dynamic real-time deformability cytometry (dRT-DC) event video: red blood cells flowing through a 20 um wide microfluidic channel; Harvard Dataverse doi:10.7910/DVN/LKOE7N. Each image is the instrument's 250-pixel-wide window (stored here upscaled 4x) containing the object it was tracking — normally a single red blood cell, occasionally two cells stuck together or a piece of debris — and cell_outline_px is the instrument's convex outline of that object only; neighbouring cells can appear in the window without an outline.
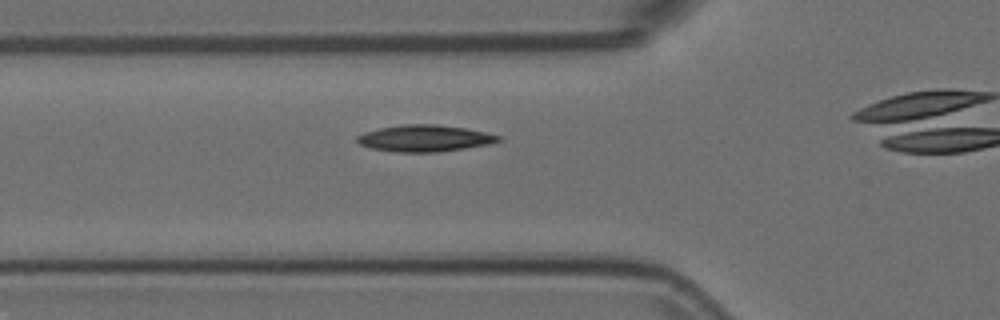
{"species": "Egyptian fruit bat (a non-hibernating species)", "species_latin": "Rousettus aegyptiacus", "temperature_condition": "room temperature", "stored_images_in_passage": 30, "camera_frame_rate_fps": 3000, "um_per_image_px": 0.085, "animal": {"sex": "female"}, "frame": {"image": 1, "passage_image": 5, "time_ms": 1.333, "image_size_px": [1000, 320], "cell_outline_px": [[504, 140], [488, 144], [464, 148], [436, 152], [396, 152], [372, 148], [360, 144], [356, 140], [356, 136], [364, 132], [380, 128], [400, 124], [436, 124], [468, 128], [504, 136]], "centroid_in_image_um": [36.14, 11.74], "position_along_channel_um": 89.7, "area_um2": 22.08}}
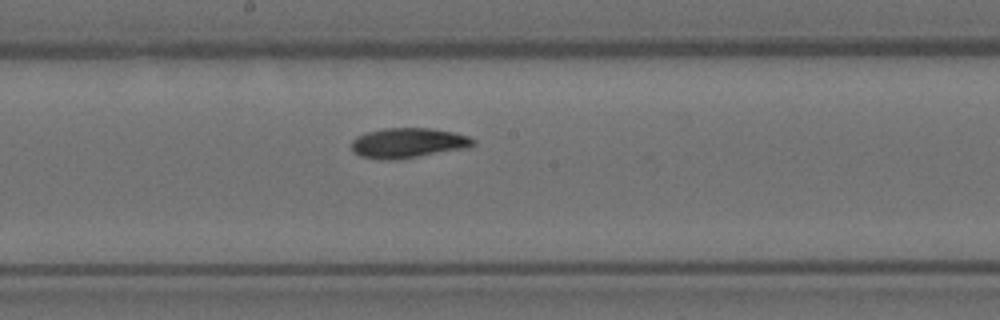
{"frame": {"image": 2, "passage_image": 15, "time_ms": 4.667, "image_size_px": [1000, 320], "cell_outline_px": [[476, 144], [468, 148], [392, 160], [380, 160], [360, 156], [352, 152], [352, 140], [356, 136], [368, 132], [384, 128], [428, 128], [452, 132], [468, 136], [476, 140]], "centroid_in_image_um": [34.67, 12.15], "position_along_channel_um": 213.5, "area_um2": 21.27}}
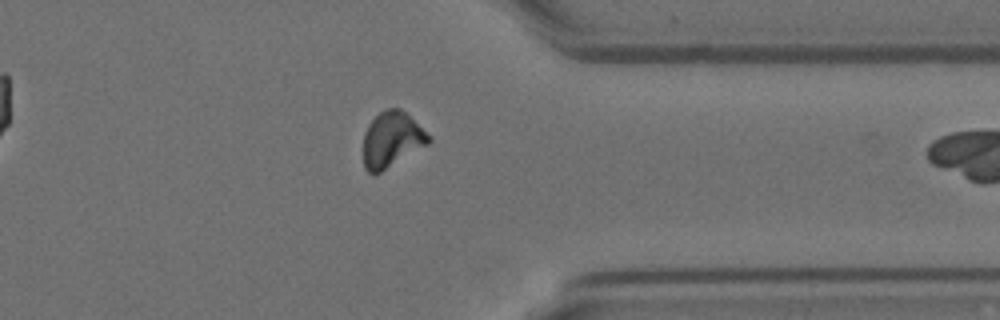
{"frame": {"image": 3, "passage_image": 29, "time_ms": 9.333, "image_size_px": [1000, 320], "cell_outline_px": [[432, 140], [428, 144], [380, 172], [372, 176], [364, 168], [364, 132], [368, 124], [380, 112], [388, 108], [400, 108], [432, 136]], "centroid_in_image_um": [33.3, 11.87], "position_along_channel_um": 378.1, "area_um2": 21.04}}